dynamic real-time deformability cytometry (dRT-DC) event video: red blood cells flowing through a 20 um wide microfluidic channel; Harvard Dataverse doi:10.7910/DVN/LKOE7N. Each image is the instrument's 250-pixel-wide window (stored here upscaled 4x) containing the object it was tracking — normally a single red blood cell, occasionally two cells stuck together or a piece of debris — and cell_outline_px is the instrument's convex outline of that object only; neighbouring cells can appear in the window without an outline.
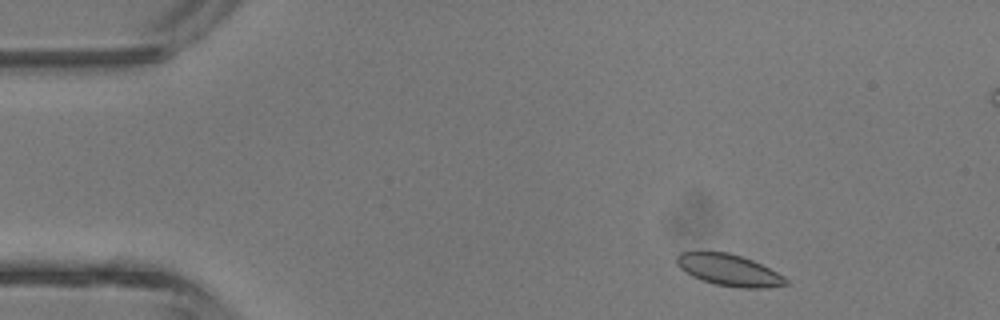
{"species": "common noctule bat (a hibernating species)", "species_latin": "Nyctalus noctula", "temperature_condition": "room temperature", "stored_images_in_passage": 13, "camera_frame_rate_fps": 3000, "um_per_image_px": 0.085, "animal": {"sex": "male", "body_mass_g": 13.3}, "frame": {"image": 1, "passage_image": 3, "time_ms": 0.667, "image_size_px": [1000, 320], "cell_outline_px": [[792, 284], [764, 288], [740, 288], [716, 284], [692, 276], [684, 272], [676, 264], [676, 256], [680, 252], [728, 252], [752, 260], [784, 276]], "centroid_in_image_um": [61.97, 22.96], "position_along_channel_um": 23.0, "area_um2": 20.0}}
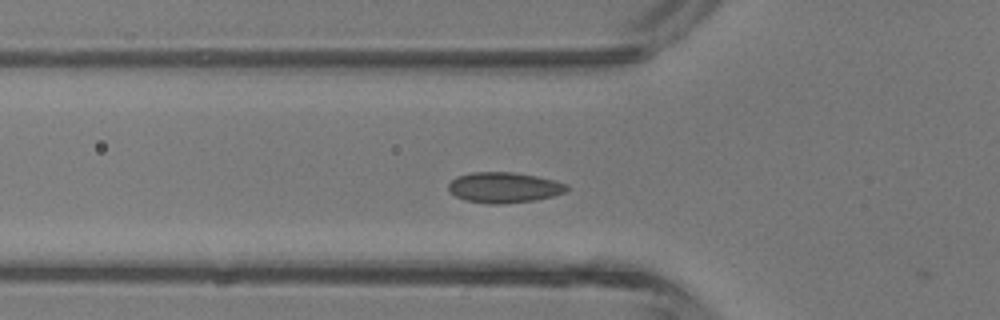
{"frame": {"image": 2, "passage_image": 12, "time_ms": 3.667, "image_size_px": [1000, 320], "cell_outline_px": [[568, 192], [536, 200], [500, 204], [488, 204], [464, 200], [456, 196], [448, 188], [448, 184], [456, 176], [472, 172], [512, 172], [536, 176], [552, 180], [564, 184], [568, 188]], "centroid_in_image_um": [42.82, 15.94], "position_along_channel_um": 83.0, "area_um2": 20.98}}